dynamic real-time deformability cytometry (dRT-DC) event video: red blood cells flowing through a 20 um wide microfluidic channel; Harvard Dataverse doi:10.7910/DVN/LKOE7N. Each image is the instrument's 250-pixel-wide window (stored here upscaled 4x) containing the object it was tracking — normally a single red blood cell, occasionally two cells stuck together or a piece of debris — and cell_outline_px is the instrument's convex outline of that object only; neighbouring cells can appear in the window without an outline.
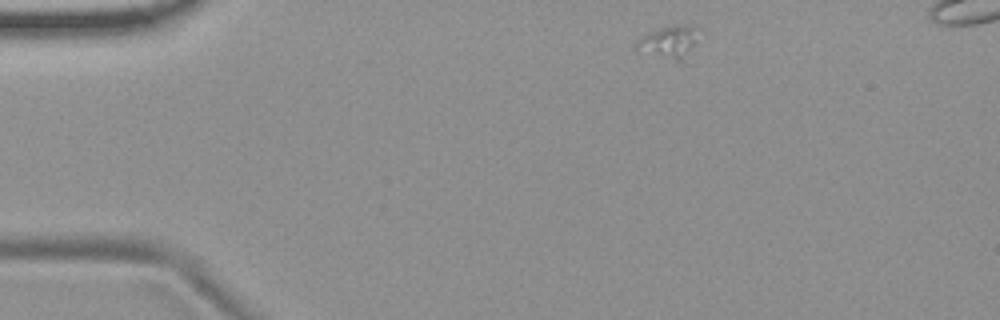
{"species": "common noctule bat (a hibernating species)", "species_latin": "Nyctalus noctula", "temperature_condition": "room temperature", "stored_images_in_passage": 45, "camera_frame_rate_fps": 3000, "um_per_image_px": 0.085, "animal": {"sex": "female", "body_mass_g": 19.9}, "frame": {"image": 1, "passage_image": 1, "time_ms": 0.0, "image_size_px": [1000, 320], "cell_outline_px": [[700, 28], [696, 44], [680, 60], [676, 60], [636, 52], [636, 40], [640, 36], [648, 32], [672, 24], [696, 24]], "centroid_in_image_um": [56.87, 3.5], "position_along_channel_um": 28.1, "area_um2": 12.14}}